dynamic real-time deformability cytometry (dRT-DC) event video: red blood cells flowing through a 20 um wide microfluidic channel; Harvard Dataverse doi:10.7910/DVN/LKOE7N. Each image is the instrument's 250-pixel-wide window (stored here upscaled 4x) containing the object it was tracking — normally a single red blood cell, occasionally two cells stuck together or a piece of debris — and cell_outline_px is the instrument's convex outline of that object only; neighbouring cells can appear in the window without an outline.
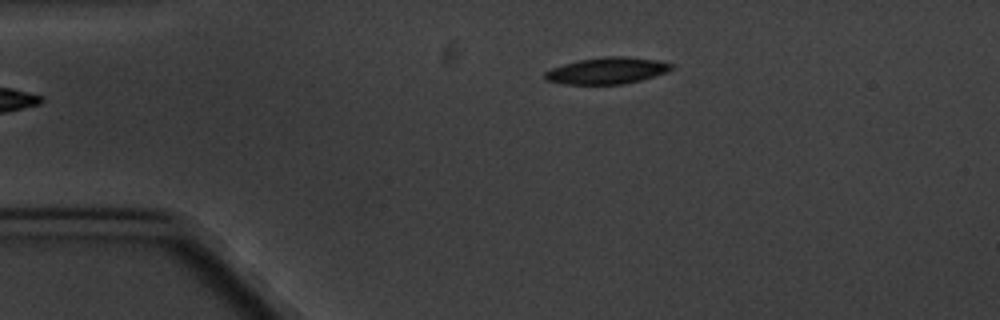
{"species": "common noctule bat (a hibernating species)", "species_latin": "Nyctalus noctula", "temperature_condition": "cold", "stored_images_in_passage": 4, "camera_frame_rate_fps": 3000, "um_per_image_px": 0.085, "animal": {"sex": "male", "body_mass_g": 20.1, "forearm_length_mm": 53.5}, "frame": {"image": 1, "passage_image": 4, "time_ms": 4.333, "image_size_px": [1000, 320], "cell_outline_px": [[672, 68], [668, 72], [640, 80], [624, 84], [564, 84], [544, 80], [544, 72], [552, 68], [564, 64], [580, 60], [604, 56], [628, 56], [656, 60], [672, 64]], "centroid_in_image_um": [51.58, 6.01], "position_along_channel_um": 33.4, "area_um2": 19.54}}